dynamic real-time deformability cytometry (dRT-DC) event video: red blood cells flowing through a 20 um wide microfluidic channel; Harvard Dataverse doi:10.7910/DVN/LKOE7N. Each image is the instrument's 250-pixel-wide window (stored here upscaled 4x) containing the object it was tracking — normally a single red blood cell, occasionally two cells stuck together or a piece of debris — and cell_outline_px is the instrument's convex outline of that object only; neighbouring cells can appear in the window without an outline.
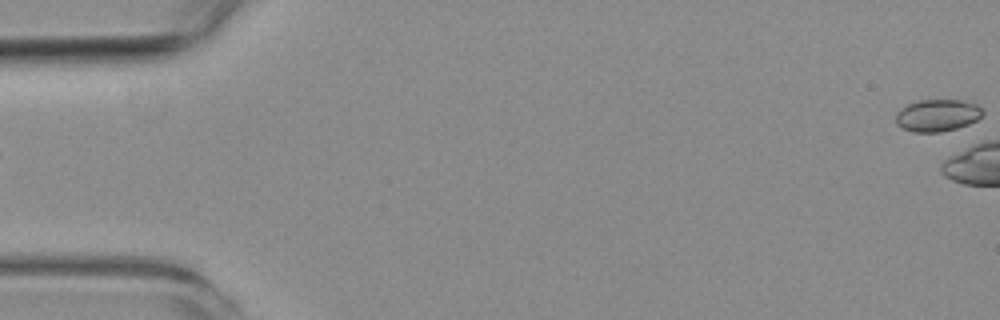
{"species": "common noctule bat (a hibernating species)", "species_latin": "Nyctalus noctula", "temperature_condition": "room temperature", "stored_images_in_passage": 5, "segment_of_instrument_passage": [2, 2], "camera_frame_rate_fps": 3000, "um_per_image_px": 0.085, "animal": {"sex": "female", "body_mass_g": 19.3, "forearm_length_mm": 54.1}, "frame": {"image": 1, "passage_image": 5, "time_ms": 5.667, "image_size_px": [1000, 320], "cell_outline_px": [[984, 112], [976, 120], [968, 124], [956, 128], [940, 132], [912, 132], [896, 124], [896, 112], [900, 108], [908, 104], [920, 100], [960, 100], [976, 104]], "centroid_in_image_um": [79.64, 9.8], "position_along_channel_um": 5.4, "area_um2": 16.13}}